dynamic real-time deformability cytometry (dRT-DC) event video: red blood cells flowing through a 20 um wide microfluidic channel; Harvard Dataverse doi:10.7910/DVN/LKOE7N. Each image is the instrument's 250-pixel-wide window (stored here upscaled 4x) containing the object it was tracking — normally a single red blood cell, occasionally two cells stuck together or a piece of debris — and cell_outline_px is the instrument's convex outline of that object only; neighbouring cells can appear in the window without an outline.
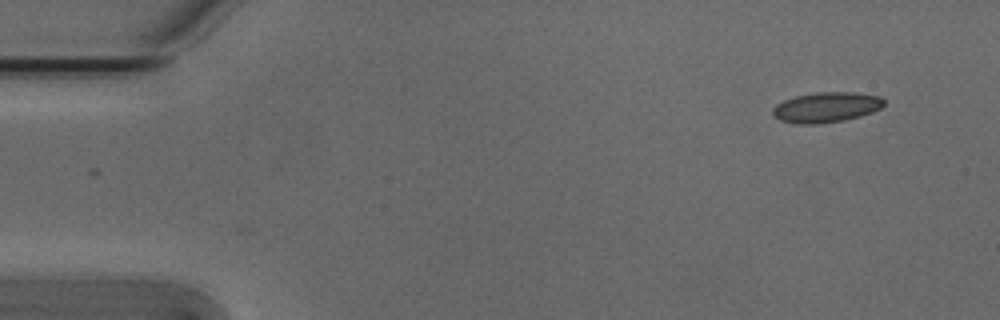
{"species": "Egyptian fruit bat (a non-hibernating species)", "species_latin": "Rousettus aegyptiacus", "temperature_condition": "cold", "stored_images_in_passage": 5, "camera_frame_rate_fps": 3000, "um_per_image_px": 0.085, "animal": {"sex": "male"}, "frame": {"image": 1, "passage_image": 1, "time_ms": 0.0, "image_size_px": [1000, 320], "cell_outline_px": [[884, 104], [880, 108], [872, 112], [860, 116], [844, 120], [816, 124], [796, 124], [780, 120], [772, 112], [772, 108], [776, 104], [784, 100], [796, 96], [816, 92], [856, 92], [880, 96], [884, 100]], "centroid_in_image_um": [70.23, 9.11], "position_along_channel_um": 14.8, "area_um2": 19.59}}
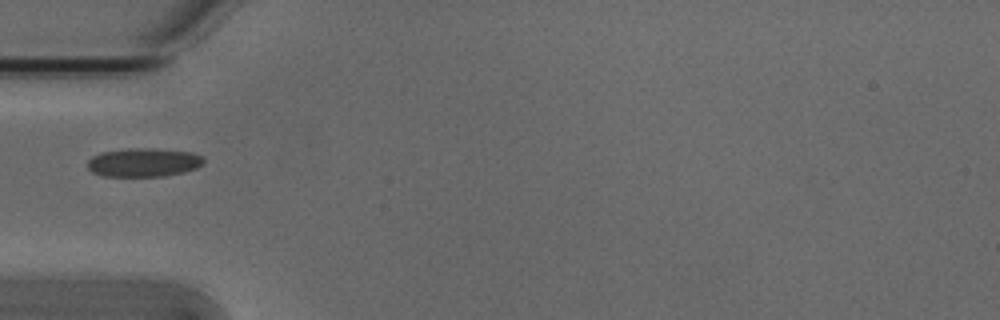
{"frame": {"image": 2, "passage_image": 4, "time_ms": 1.0, "image_size_px": [1000, 320], "cell_outline_px": [[204, 164], [196, 168], [184, 172], [164, 176], [104, 176], [92, 172], [88, 168], [88, 160], [92, 156], [100, 152], [128, 148], [152, 148], [192, 152], [204, 156]], "centroid_in_image_um": [12.22, 13.8], "position_along_channel_um": 72.8, "area_um2": 19.59}}
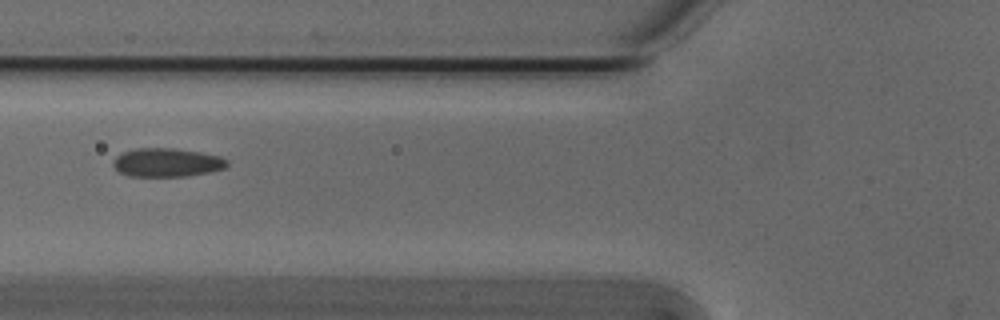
{"frame": {"image": 3, "passage_image": 5, "time_ms": 1.333, "image_size_px": [1000, 320], "cell_outline_px": [[228, 164], [224, 168], [208, 172], [188, 176], [128, 176], [120, 172], [112, 164], [112, 160], [120, 152], [136, 148], [176, 148], [200, 152], [220, 156], [228, 160]], "centroid_in_image_um": [14.16, 13.8], "position_along_channel_um": 111.6, "area_um2": 19.13}}